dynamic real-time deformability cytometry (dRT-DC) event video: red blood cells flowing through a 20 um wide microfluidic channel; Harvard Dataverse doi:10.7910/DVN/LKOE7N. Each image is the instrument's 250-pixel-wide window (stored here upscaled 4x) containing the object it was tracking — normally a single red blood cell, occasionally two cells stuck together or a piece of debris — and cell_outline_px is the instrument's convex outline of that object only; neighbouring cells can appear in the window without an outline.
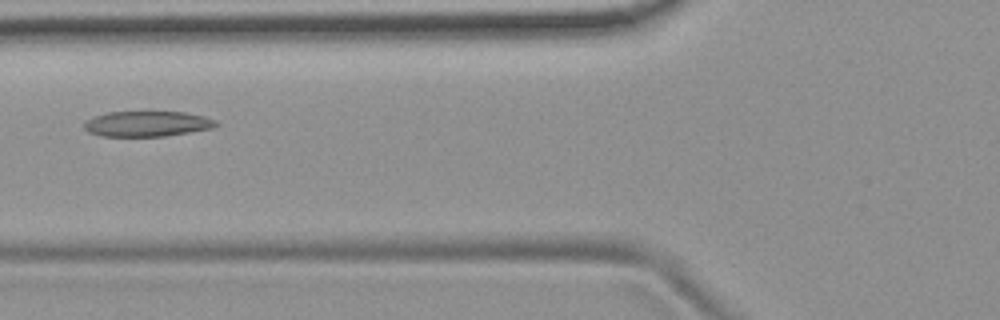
{"species": "common noctule bat (a hibernating species)", "species_latin": "Nyctalus noctula", "temperature_condition": "room temperature", "stored_images_in_passage": 5, "camera_frame_rate_fps": 3000, "um_per_image_px": 0.085, "animal": {"sex": "female", "body_mass_g": 19.9}, "frame": {"image": 1, "passage_image": 5, "time_ms": 4.667, "image_size_px": [1000, 320], "cell_outline_px": [[220, 124], [212, 128], [164, 136], [100, 136], [88, 132], [84, 128], [84, 120], [92, 116], [108, 112], [184, 112], [204, 116], [216, 120]], "centroid_in_image_um": [12.47, 10.52], "position_along_channel_um": 113.3, "area_um2": 19.59}}